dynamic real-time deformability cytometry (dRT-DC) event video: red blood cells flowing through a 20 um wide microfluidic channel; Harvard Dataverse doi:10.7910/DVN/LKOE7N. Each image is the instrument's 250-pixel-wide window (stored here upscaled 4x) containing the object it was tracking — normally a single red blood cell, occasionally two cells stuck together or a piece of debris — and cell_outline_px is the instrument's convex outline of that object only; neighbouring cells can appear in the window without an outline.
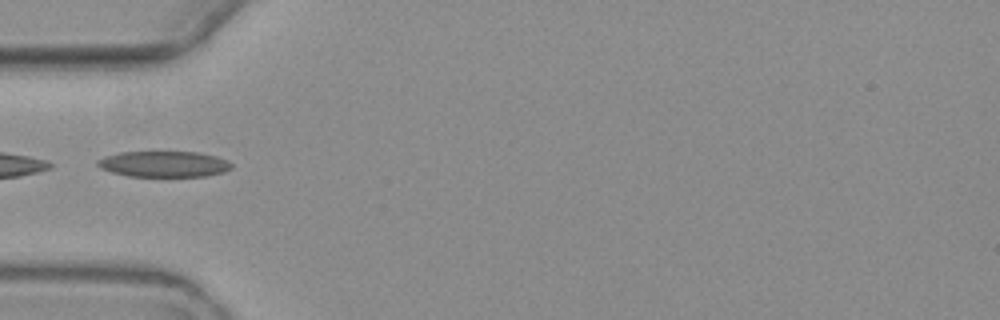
{"species": "common noctule bat (a hibernating species)", "species_latin": "Nyctalus noctula", "temperature_condition": "warm", "stored_images_in_passage": 6, "camera_frame_rate_fps": 3000, "um_per_image_px": 0.085, "animal": {"sex": "female", "body_mass_g": 19.3, "forearm_length_mm": 54.1}, "frame": {"image": 1, "passage_image": 5, "time_ms": 5.667, "image_size_px": [1000, 320], "cell_outline_px": [[232, 168], [224, 172], [204, 176], [128, 176], [112, 172], [100, 168], [96, 164], [96, 160], [104, 156], [120, 152], [196, 152], [216, 156], [228, 160], [232, 164]], "centroid_in_image_um": [13.92, 13.94], "position_along_channel_um": 71.1, "area_um2": 20.23}}
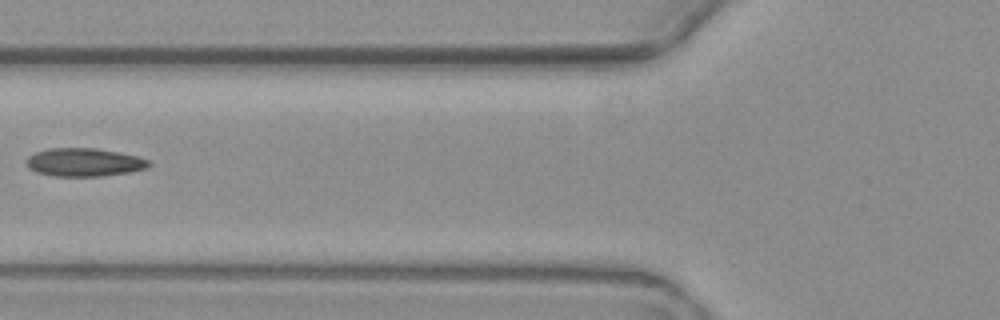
{"frame": {"image": 2, "passage_image": 6, "time_ms": 7.0, "image_size_px": [1000, 320], "cell_outline_px": [[152, 164], [148, 168], [128, 172], [100, 176], [52, 176], [36, 172], [28, 168], [24, 164], [24, 160], [28, 156], [36, 152], [48, 148], [96, 148], [120, 152], [136, 156], [148, 160]], "centroid_in_image_um": [7.11, 13.79], "position_along_channel_um": 118.7, "area_um2": 20.35}}